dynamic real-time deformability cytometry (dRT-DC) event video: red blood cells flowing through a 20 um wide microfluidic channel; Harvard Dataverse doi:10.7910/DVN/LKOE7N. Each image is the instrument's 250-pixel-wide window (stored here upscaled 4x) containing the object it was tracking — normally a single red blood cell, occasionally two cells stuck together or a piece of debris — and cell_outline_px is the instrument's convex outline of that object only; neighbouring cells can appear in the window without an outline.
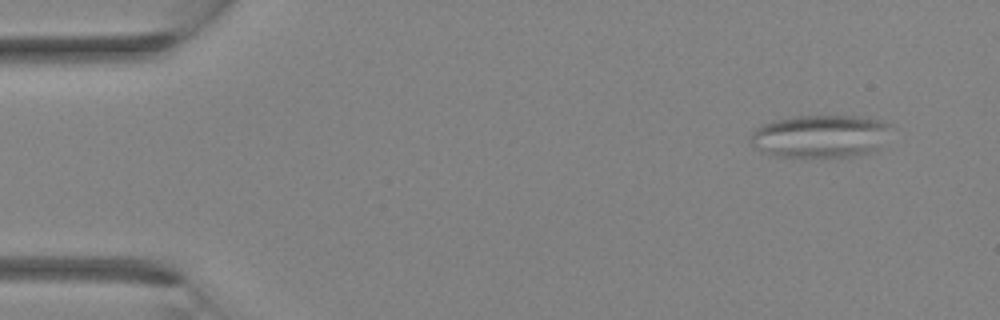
{"species": "Egyptian fruit bat (a non-hibernating species)", "species_latin": "Rousettus aegyptiacus", "temperature_condition": "room temperature", "stored_images_in_passage": 3, "camera_frame_rate_fps": 3000, "um_per_image_px": 0.085, "animal": {"sex": "female"}, "frame": {"image": 1, "passage_image": 1, "time_ms": 0.0, "image_size_px": [1000, 320], "cell_outline_px": [[888, 124], [876, 148], [872, 152], [856, 156], [776, 156], [760, 152], [752, 144], [752, 132], [760, 124], [776, 120], [796, 116], [856, 116], [884, 120]], "centroid_in_image_um": [69.63, 11.57], "position_along_channel_um": 15.4, "area_um2": 34.22}}
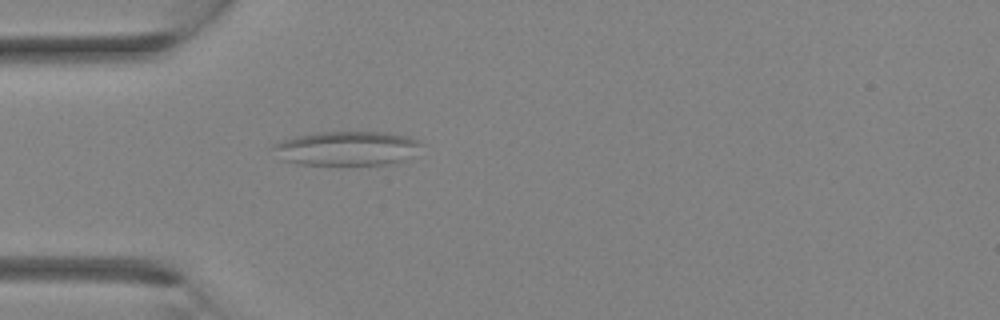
{"frame": {"image": 2, "passage_image": 3, "time_ms": 0.667, "image_size_px": [1000, 320], "cell_outline_px": [[424, 144], [404, 160], [392, 164], [296, 164], [284, 160], [268, 148], [272, 144], [296, 136], [320, 132], [384, 132], [408, 136], [420, 140]], "centroid_in_image_um": [29.47, 12.6], "position_along_channel_um": 55.5, "area_um2": 29.54}}